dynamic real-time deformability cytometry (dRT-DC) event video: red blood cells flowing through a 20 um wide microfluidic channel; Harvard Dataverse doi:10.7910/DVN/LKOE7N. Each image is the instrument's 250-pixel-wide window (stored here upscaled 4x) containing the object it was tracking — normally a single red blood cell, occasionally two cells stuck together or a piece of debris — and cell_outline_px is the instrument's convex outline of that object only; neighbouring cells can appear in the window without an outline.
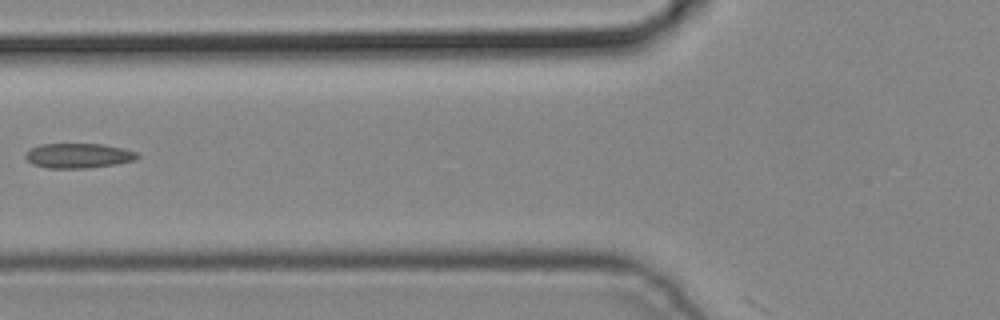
{"species": "common noctule bat (a hibernating species)", "species_latin": "Nyctalus noctula", "temperature_condition": "cold", "stored_images_in_passage": 5, "camera_frame_rate_fps": 3000, "um_per_image_px": 0.085, "animal": {"sex": "male", "body_mass_g": 19.2, "forearm_length_mm": 51.8}, "frame": {"image": 1, "passage_image": 5, "time_ms": 1.333, "image_size_px": [1000, 320], "cell_outline_px": [[140, 156], [136, 160], [116, 164], [88, 168], [48, 168], [32, 164], [24, 156], [24, 152], [28, 148], [40, 144], [104, 144], [136, 152]], "centroid_in_image_um": [6.62, 13.23], "position_along_channel_um": 119.2, "area_um2": 16.3}}